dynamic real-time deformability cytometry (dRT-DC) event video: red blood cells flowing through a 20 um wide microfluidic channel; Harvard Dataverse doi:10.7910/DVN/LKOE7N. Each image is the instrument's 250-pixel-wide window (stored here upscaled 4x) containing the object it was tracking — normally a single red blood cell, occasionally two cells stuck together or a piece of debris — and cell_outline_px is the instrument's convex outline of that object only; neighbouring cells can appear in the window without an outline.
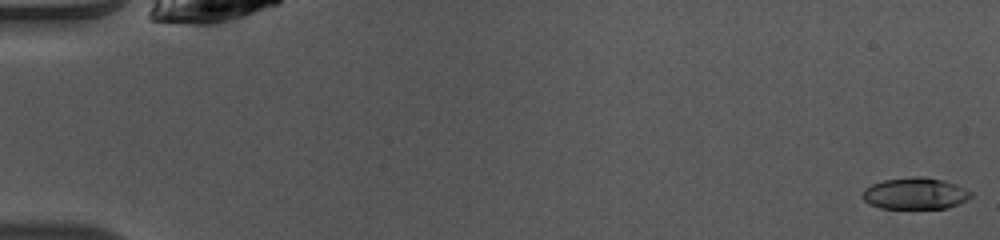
{"species": "common noctule bat (a hibernating species)", "species_latin": "Nyctalus noctula", "temperature_condition": "warm", "stored_images_in_passage": 13, "camera_frame_rate_fps": 3000, "um_per_image_px": 0.085, "animal": {"sex": "female", "body_mass_g": 10.0, "forearm_length_mm": 53.1}, "frame": {"image": 1, "passage_image": 1, "time_ms": 0.0, "image_size_px": [1000, 240], "cell_outline_px": [[972, 196], [960, 204], [948, 208], [880, 208], [868, 204], [860, 196], [864, 188], [872, 184], [884, 180], [912, 176], [924, 176], [956, 184], [972, 192]], "centroid_in_image_um": [77.76, 16.45], "position_along_channel_um": 7.2, "area_um2": 20.11}}
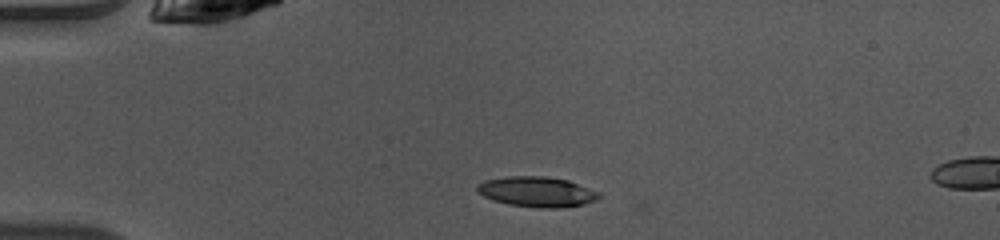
{"frame": {"image": 2, "passage_image": 12, "time_ms": 3.667, "image_size_px": [1000, 240], "cell_outline_px": [[600, 196], [596, 200], [584, 204], [560, 208], [536, 208], [508, 204], [492, 200], [476, 192], [476, 184], [484, 180], [508, 176], [544, 176], [568, 180], [600, 192]], "centroid_in_image_um": [45.61, 16.3], "position_along_channel_um": 39.4, "area_um2": 21.68}}